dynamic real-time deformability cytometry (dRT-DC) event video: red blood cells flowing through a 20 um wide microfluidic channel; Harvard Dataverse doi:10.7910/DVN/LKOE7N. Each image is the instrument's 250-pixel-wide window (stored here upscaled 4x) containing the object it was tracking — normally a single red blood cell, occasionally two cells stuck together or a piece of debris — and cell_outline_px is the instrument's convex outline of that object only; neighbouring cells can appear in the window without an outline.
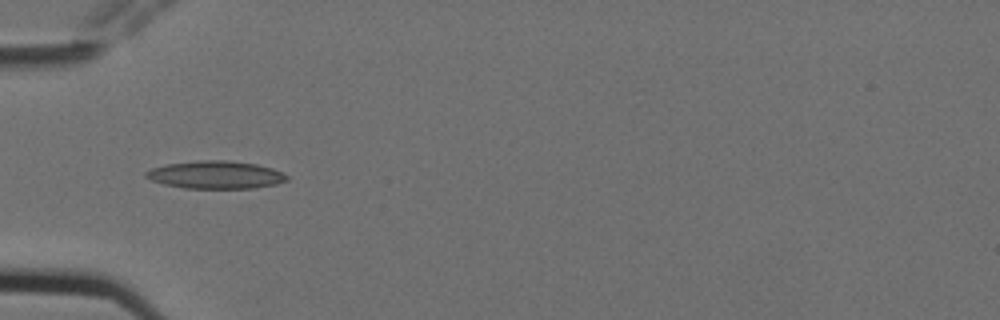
{"species": "Egyptian fruit bat (a non-hibernating species)", "species_latin": "Rousettus aegyptiacus", "temperature_condition": "cold", "stored_images_in_passage": 7, "camera_frame_rate_fps": 3000, "um_per_image_px": 0.085, "animal": {"sex": "female"}, "frame": {"image": 1, "passage_image": 4, "time_ms": 1.0, "image_size_px": [1000, 320], "cell_outline_px": [[288, 180], [276, 184], [252, 188], [184, 188], [164, 184], [152, 180], [144, 176], [144, 172], [152, 168], [168, 164], [196, 160], [228, 160], [256, 164], [272, 168], [288, 176]], "centroid_in_image_um": [18.32, 14.85], "position_along_channel_um": 66.7, "area_um2": 22.72}}
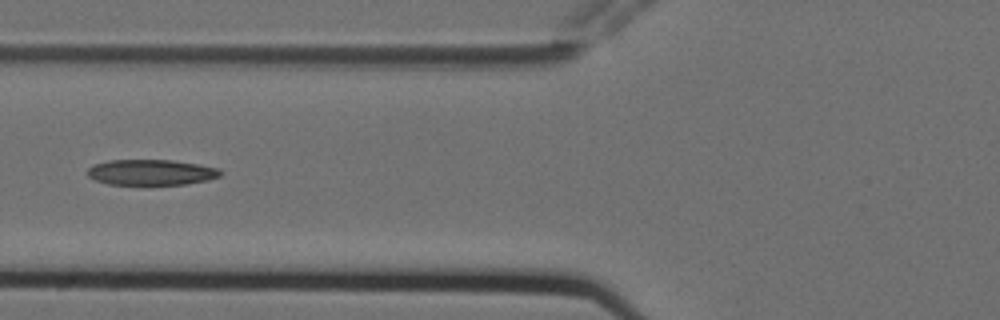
{"frame": {"image": 2, "passage_image": 5, "time_ms": 1.333, "image_size_px": [1000, 320], "cell_outline_px": [[224, 172], [220, 176], [208, 180], [184, 184], [108, 184], [96, 180], [88, 176], [88, 168], [92, 164], [108, 160], [172, 160], [220, 168]], "centroid_in_image_um": [12.86, 14.64], "position_along_channel_um": 112.9, "area_um2": 19.83}}